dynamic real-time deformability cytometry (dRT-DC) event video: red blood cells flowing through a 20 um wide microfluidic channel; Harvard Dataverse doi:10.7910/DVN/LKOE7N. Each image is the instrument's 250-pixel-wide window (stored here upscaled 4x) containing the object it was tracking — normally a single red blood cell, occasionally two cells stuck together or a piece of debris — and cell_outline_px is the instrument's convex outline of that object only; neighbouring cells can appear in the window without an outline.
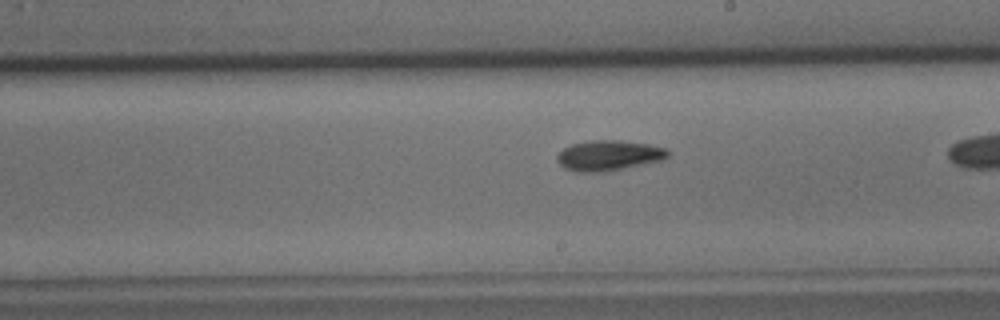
{"species": "common noctule bat (a hibernating species)", "species_latin": "Nyctalus noctula", "temperature_condition": "cold", "stored_images_in_passage": 31, "camera_frame_rate_fps": 3000, "um_per_image_px": 0.085, "animal": {"sex": "male", "body_mass_g": 15.6}, "frame": {"image": 1, "passage_image": 21, "time_ms": 6.667, "image_size_px": [1000, 320], "cell_outline_px": [[668, 156], [664, 160], [604, 172], [576, 172], [564, 168], [556, 160], [556, 156], [564, 148], [572, 144], [592, 140], [620, 140], [648, 144], [668, 148]], "centroid_in_image_um": [51.75, 13.22], "position_along_channel_um": 237.3, "area_um2": 19.65}}
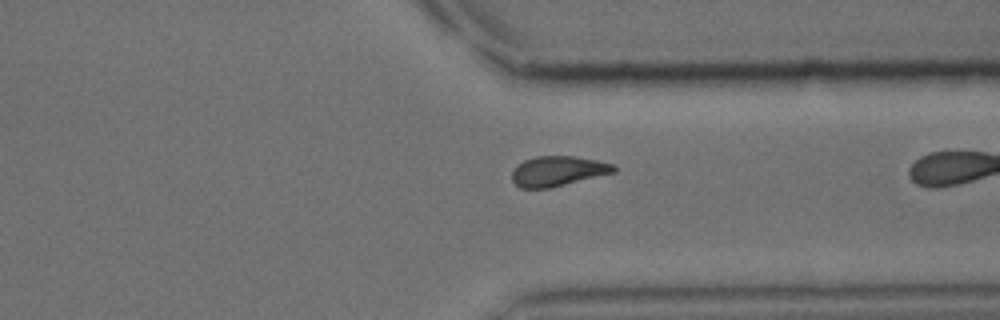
{"frame": {"image": 2, "passage_image": 30, "time_ms": 9.667, "image_size_px": [1000, 320], "cell_outline_px": [[616, 172], [548, 188], [520, 188], [512, 180], [512, 172], [516, 164], [524, 160], [536, 156], [572, 156], [596, 160], [612, 164], [616, 168]], "centroid_in_image_um": [47.38, 14.54], "position_along_channel_um": 364.0, "area_um2": 17.69}}